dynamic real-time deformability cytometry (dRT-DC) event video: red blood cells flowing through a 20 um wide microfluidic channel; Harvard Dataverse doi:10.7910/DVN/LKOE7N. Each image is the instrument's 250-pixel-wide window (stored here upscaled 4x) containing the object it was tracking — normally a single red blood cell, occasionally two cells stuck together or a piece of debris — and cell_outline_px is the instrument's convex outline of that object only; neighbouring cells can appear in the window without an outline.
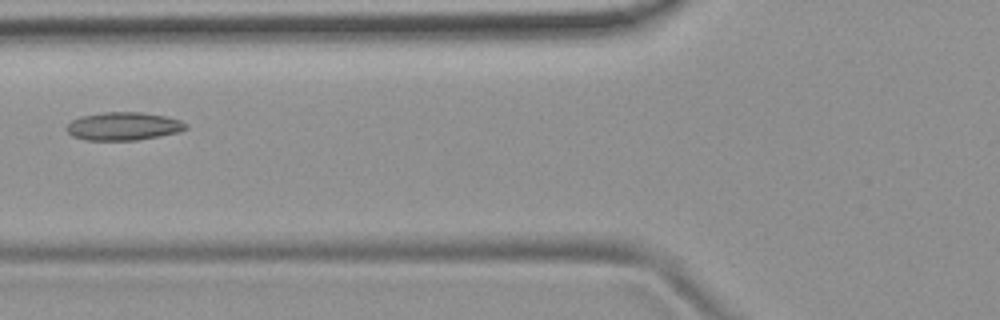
{"species": "common noctule bat (a hibernating species)", "species_latin": "Nyctalus noctula", "temperature_condition": "room temperature", "stored_images_in_passage": 6, "camera_frame_rate_fps": 3000, "um_per_image_px": 0.085, "animal": {"sex": "female", "body_mass_g": 19.9}, "frame": {"image": 1, "passage_image": 5, "time_ms": 5.0, "image_size_px": [1000, 320], "cell_outline_px": [[188, 128], [180, 132], [160, 136], [136, 140], [84, 140], [72, 136], [64, 128], [72, 120], [80, 116], [104, 112], [140, 112], [164, 116], [180, 120], [188, 124]], "centroid_in_image_um": [10.49, 10.73], "position_along_channel_um": 115.3, "area_um2": 19.65}}
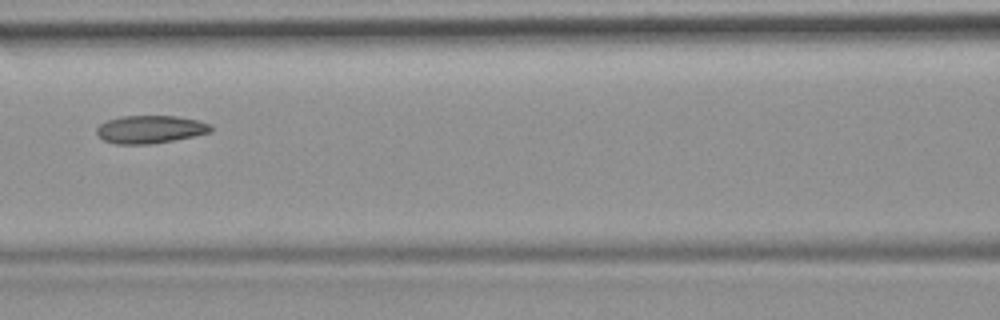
{"frame": {"image": 2, "passage_image": 6, "time_ms": 6.0, "image_size_px": [1000, 320], "cell_outline_px": [[212, 132], [152, 144], [116, 144], [104, 140], [96, 132], [96, 128], [100, 124], [108, 120], [120, 116], [176, 116], [196, 120], [208, 124], [212, 128]], "centroid_in_image_um": [12.74, 10.99], "position_along_channel_um": 153.9, "area_um2": 18.32}}